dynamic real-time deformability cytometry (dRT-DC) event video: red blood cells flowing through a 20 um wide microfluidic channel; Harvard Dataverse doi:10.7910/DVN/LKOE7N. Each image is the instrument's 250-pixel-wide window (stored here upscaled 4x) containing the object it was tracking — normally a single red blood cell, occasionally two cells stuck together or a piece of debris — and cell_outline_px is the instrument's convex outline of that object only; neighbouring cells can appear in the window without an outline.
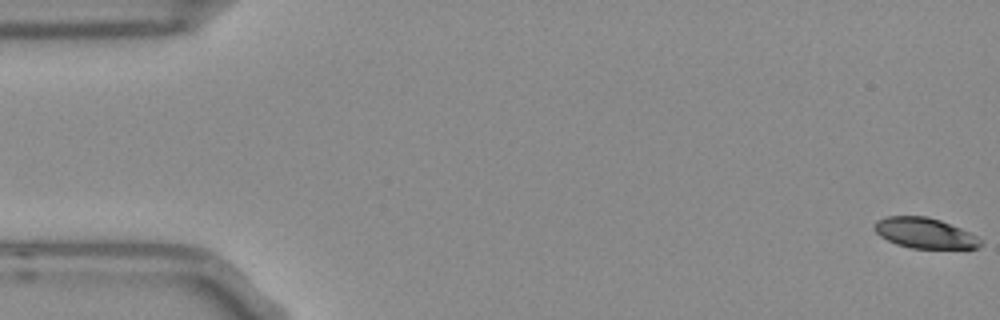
{"species": "Egyptian fruit bat (a non-hibernating species)", "species_latin": "Rousettus aegyptiacus", "temperature_condition": "room temperature", "stored_images_in_passage": 55, "camera_frame_rate_fps": 3000, "um_per_image_px": 0.085, "frame": {"image": 1, "passage_image": 1, "time_ms": 0.0, "image_size_px": [1000, 320], "cell_outline_px": [[984, 240], [980, 248], [912, 248], [896, 244], [880, 236], [872, 228], [872, 224], [876, 220], [888, 216], [928, 216], [940, 220], [960, 228]], "centroid_in_image_um": [78.58, 19.8], "position_along_channel_um": 6.4, "area_um2": 18.9}}
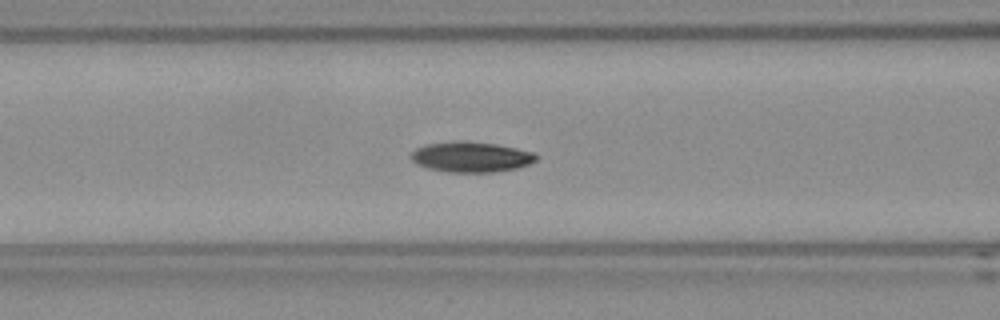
{"frame": {"image": 2, "passage_image": 22, "time_ms": 7.0, "image_size_px": [1000, 320], "cell_outline_px": [[536, 160], [528, 164], [516, 168], [492, 172], [448, 172], [428, 168], [416, 164], [408, 156], [416, 148], [424, 144], [464, 140], [496, 144], [516, 148], [532, 152], [536, 156]], "centroid_in_image_um": [39.98, 13.33], "position_along_channel_um": 126.6, "area_um2": 22.14}}
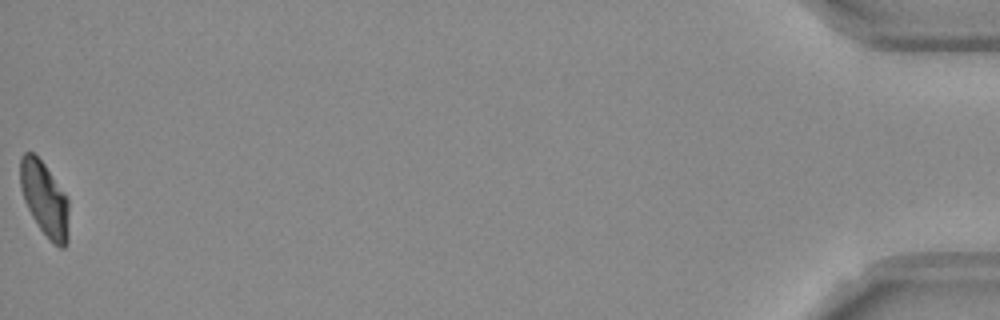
{"frame": {"image": 3, "passage_image": 55, "time_ms": 18.0, "image_size_px": [1000, 320], "cell_outline_px": [[68, 244], [64, 248], [60, 248], [40, 228], [32, 216], [24, 200], [20, 188], [20, 156], [24, 152], [32, 152], [44, 164], [64, 192], [68, 200]], "centroid_in_image_um": [3.78, 16.89], "position_along_channel_um": 431.4, "area_um2": 20.81}, "authors_computed_cell_mechanics": {"area_um2": 21.386, "velocity_mm_per_s": 3.7288, "shape_relaxation_time_tau1_ms": 5.3692, "shape_relaxation_time_tau2_ms": 7.0814, "deformation_change_tau1": 0.1491, "deformation_change_tau2": 0.0975}}